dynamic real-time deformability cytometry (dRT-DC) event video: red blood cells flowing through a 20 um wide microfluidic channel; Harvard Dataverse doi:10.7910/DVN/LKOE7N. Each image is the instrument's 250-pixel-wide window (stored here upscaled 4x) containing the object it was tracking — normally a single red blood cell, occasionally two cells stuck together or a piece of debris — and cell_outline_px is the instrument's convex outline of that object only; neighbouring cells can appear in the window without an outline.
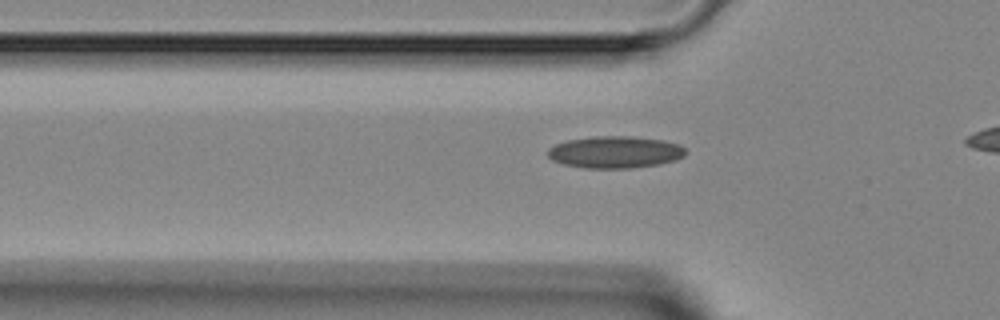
{"species": "Egyptian fruit bat (a non-hibernating species)", "species_latin": "Rousettus aegyptiacus", "temperature_condition": "room temperature", "stored_images_in_passage": 33, "camera_frame_rate_fps": 3000, "um_per_image_px": 0.085, "animal": {"sex": "female"}, "frame": {"image": 1, "passage_image": 10, "time_ms": 3.0, "image_size_px": [1000, 320], "cell_outline_px": [[684, 156], [676, 160], [660, 164], [632, 168], [588, 168], [564, 164], [552, 160], [548, 156], [548, 148], [556, 144], [568, 140], [592, 136], [632, 136], [664, 140], [680, 144], [684, 148]], "centroid_in_image_um": [52.3, 12.92], "position_along_channel_um": 73.5, "area_um2": 25.72}}
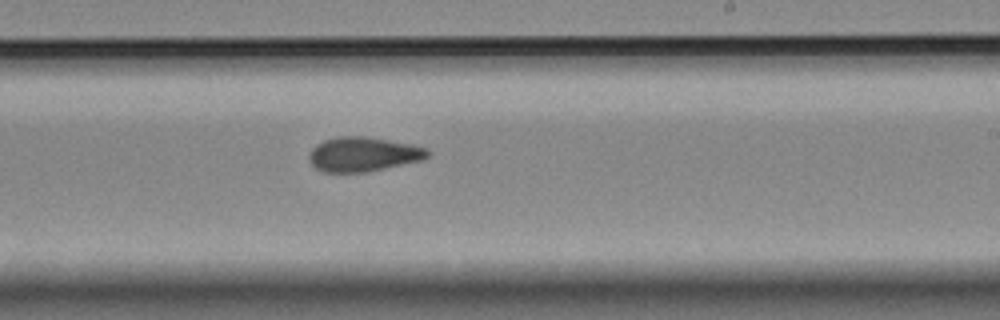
{"frame": {"image": 2, "passage_image": 23, "time_ms": 7.333, "image_size_px": [1000, 320], "cell_outline_px": [[428, 156], [420, 160], [368, 172], [324, 172], [316, 168], [308, 160], [308, 152], [316, 144], [324, 140], [340, 136], [364, 136], [412, 144], [428, 148]], "centroid_in_image_um": [30.83, 13.11], "position_along_channel_um": 258.2, "area_um2": 23.76}}
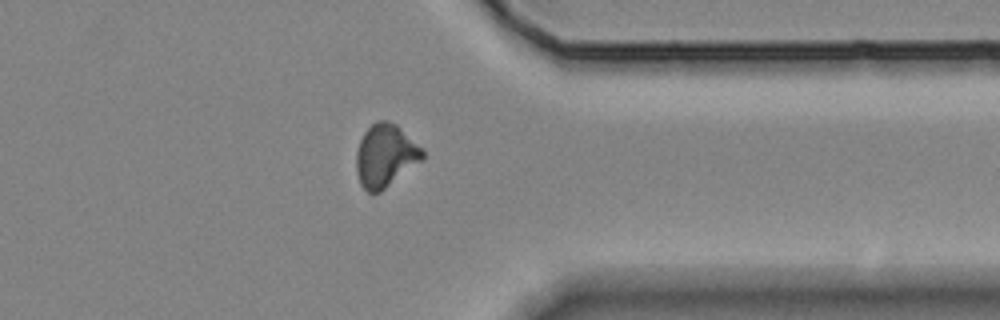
{"frame": {"image": 3, "passage_image": 32, "time_ms": 10.333, "image_size_px": [1000, 320], "cell_outline_px": [[424, 160], [380, 192], [368, 192], [360, 184], [356, 172], [356, 152], [360, 140], [364, 132], [372, 124], [380, 120], [388, 120], [396, 124], [424, 152]], "centroid_in_image_um": [32.74, 13.25], "position_along_channel_um": 378.7, "area_um2": 24.1}}